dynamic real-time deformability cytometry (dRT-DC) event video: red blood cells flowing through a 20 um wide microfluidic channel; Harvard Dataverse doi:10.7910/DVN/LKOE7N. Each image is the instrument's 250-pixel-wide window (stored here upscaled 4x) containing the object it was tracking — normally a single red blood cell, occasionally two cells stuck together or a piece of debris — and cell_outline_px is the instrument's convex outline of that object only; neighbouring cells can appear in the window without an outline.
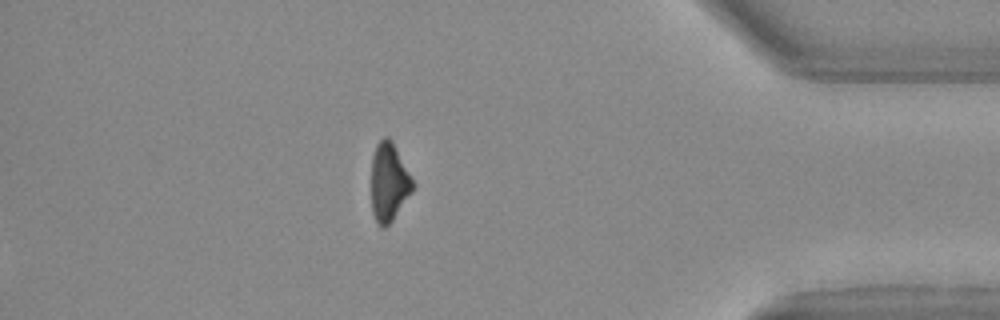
{"species": "Egyptian fruit bat (a non-hibernating species)", "species_latin": "Rousettus aegyptiacus", "temperature_condition": "warm", "stored_images_in_passage": 37, "segment_of_instrument_passage": [2, 2], "camera_frame_rate_fps": 3000, "um_per_image_px": 0.085, "animal": {"sex": "female"}, "frame": {"image": 1, "passage_image": 37, "time_ms": 12.0, "image_size_px": [1000, 320], "cell_outline_px": [[412, 192], [392, 220], [384, 228], [376, 220], [372, 212], [372, 156], [376, 144], [384, 136], [388, 136], [392, 140], [412, 180]], "centroid_in_image_um": [33.03, 15.45], "position_along_channel_um": 402.2, "area_um2": 18.44}}